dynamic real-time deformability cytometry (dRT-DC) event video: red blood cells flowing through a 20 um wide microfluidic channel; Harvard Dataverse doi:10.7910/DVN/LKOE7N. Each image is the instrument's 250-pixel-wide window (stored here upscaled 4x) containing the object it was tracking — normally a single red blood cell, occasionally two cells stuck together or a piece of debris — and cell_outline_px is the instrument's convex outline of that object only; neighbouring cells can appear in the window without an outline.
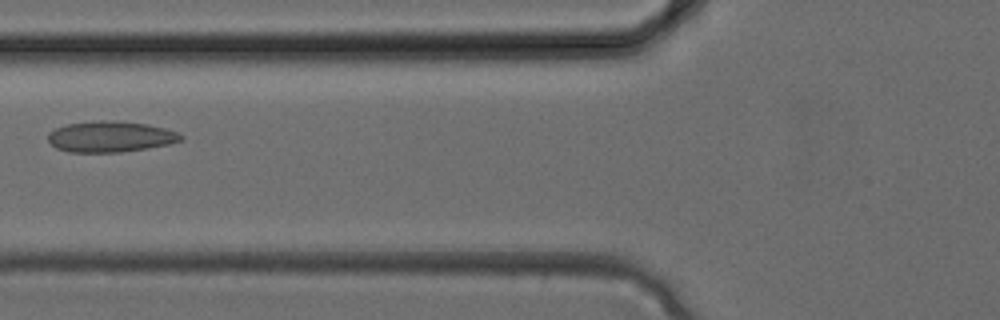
{"species": "common noctule bat (a hibernating species)", "species_latin": "Nyctalus noctula", "temperature_condition": "cold", "stored_images_in_passage": 4, "camera_frame_rate_fps": 3000, "um_per_image_px": 0.085, "animal": {"sex": "female", "body_mass_g": 24.6, "forearm_length_mm": 56.2}, "frame": {"image": 1, "passage_image": 4, "time_ms": 1.0, "image_size_px": [1000, 320], "cell_outline_px": [[184, 140], [168, 144], [148, 148], [120, 152], [68, 152], [56, 148], [48, 140], [48, 132], [56, 128], [68, 124], [92, 120], [104, 120], [148, 124], [164, 128], [176, 132], [184, 136]], "centroid_in_image_um": [9.38, 11.61], "position_along_channel_um": 116.4, "area_um2": 23.93}}